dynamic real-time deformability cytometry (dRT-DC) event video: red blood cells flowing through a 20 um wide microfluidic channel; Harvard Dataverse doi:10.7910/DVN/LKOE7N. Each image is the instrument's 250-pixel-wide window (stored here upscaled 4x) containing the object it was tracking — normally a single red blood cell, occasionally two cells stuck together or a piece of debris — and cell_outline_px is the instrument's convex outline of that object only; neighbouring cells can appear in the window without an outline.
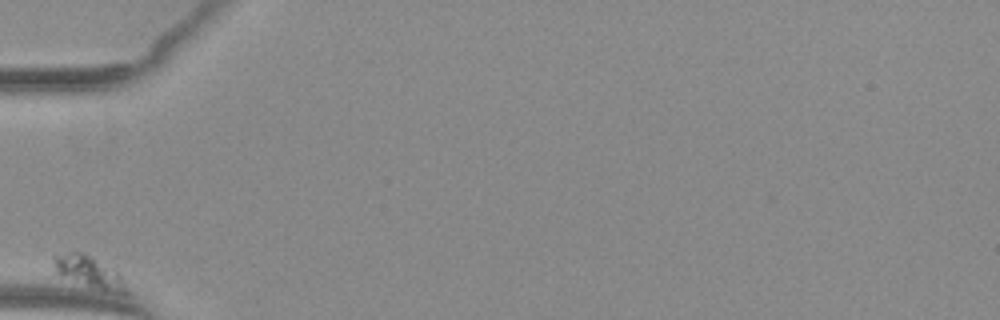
{"species": "common noctule bat (a hibernating species)", "species_latin": "Nyctalus noctula", "temperature_condition": "warm", "stored_images_in_passage": 33, "camera_frame_rate_fps": 3000, "um_per_image_px": 0.085, "animal": {"sex": "female", "body_mass_g": 29.2, "forearm_length_mm": 56.3}, "frame": {"image": 1, "passage_image": 1, "time_ms": 0.0, "image_size_px": [1000, 320], "cell_outline_px": [[128, 296], [124, 296], [104, 292], [60, 276], [56, 272], [52, 260], [52, 256], [72, 252], [84, 252], [116, 268], [120, 272], [128, 288]], "centroid_in_image_um": [7.68, 23.17], "position_along_channel_um": 77.3, "area_um2": 14.28}}
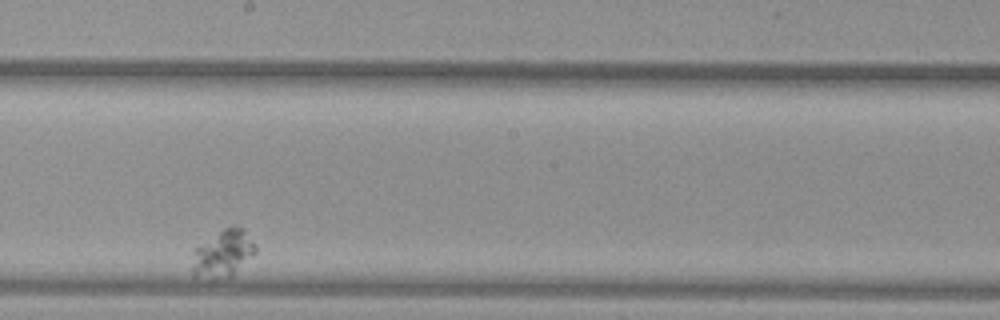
{"frame": {"image": 2, "passage_image": 19, "time_ms": 6.0, "image_size_px": [1000, 320], "cell_outline_px": [[256, 252], [232, 276], [216, 280], [212, 280], [192, 276], [192, 248], [224, 228], [244, 228], [256, 244]], "centroid_in_image_um": [18.91, 21.59], "position_along_channel_um": 229.3, "area_um2": 17.74}}
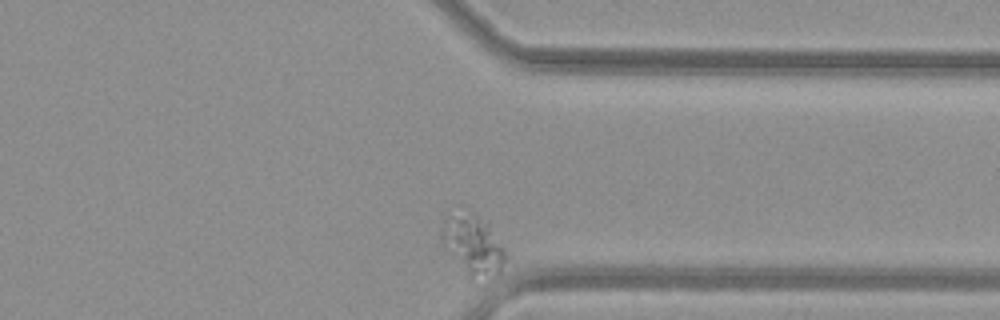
{"frame": {"image": 3, "passage_image": 33, "time_ms": 10.667, "image_size_px": [1000, 320], "cell_outline_px": [[508, 260], [500, 272], [488, 284], [468, 280], [444, 240], [444, 220], [448, 216], [464, 204], [488, 224], [504, 248], [508, 256]], "centroid_in_image_um": [40.31, 20.88], "position_along_channel_um": 371.1, "area_um2": 23.06}}